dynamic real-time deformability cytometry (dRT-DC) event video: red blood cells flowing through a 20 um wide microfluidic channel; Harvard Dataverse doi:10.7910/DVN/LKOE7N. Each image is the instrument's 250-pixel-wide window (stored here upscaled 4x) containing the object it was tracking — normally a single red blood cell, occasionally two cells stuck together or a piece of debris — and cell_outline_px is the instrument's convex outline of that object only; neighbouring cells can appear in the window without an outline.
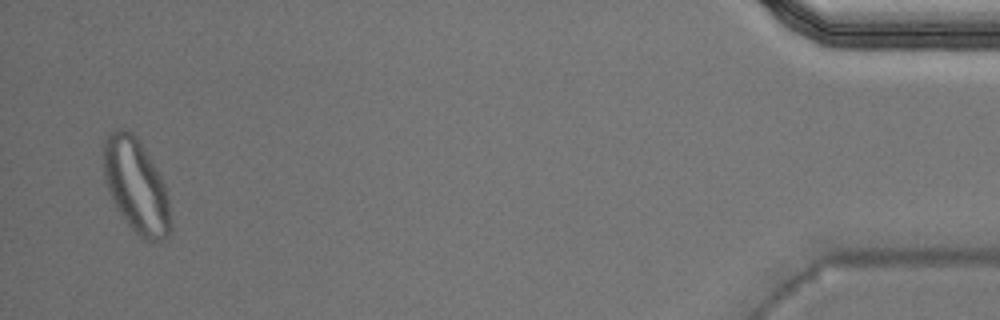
{"species": "Egyptian fruit bat (a non-hibernating species)", "species_latin": "Rousettus aegyptiacus", "temperature_condition": "warm", "stored_images_in_passage": 41, "segment_of_instrument_passage": [2, 2], "camera_frame_rate_fps": 3000, "um_per_image_px": 0.085, "animal": {"sex": "male"}, "frame": {"image": 1, "passage_image": 40, "time_ms": 13.0, "image_size_px": [1000, 320], "cell_outline_px": [[172, 228], [168, 236], [160, 240], [148, 244], [132, 228], [116, 208], [112, 200], [104, 180], [104, 140], [116, 128], [124, 128], [132, 132], [140, 140], [168, 188]], "centroid_in_image_um": [11.61, 15.82], "position_along_channel_um": 423.6, "area_um2": 37.22}}